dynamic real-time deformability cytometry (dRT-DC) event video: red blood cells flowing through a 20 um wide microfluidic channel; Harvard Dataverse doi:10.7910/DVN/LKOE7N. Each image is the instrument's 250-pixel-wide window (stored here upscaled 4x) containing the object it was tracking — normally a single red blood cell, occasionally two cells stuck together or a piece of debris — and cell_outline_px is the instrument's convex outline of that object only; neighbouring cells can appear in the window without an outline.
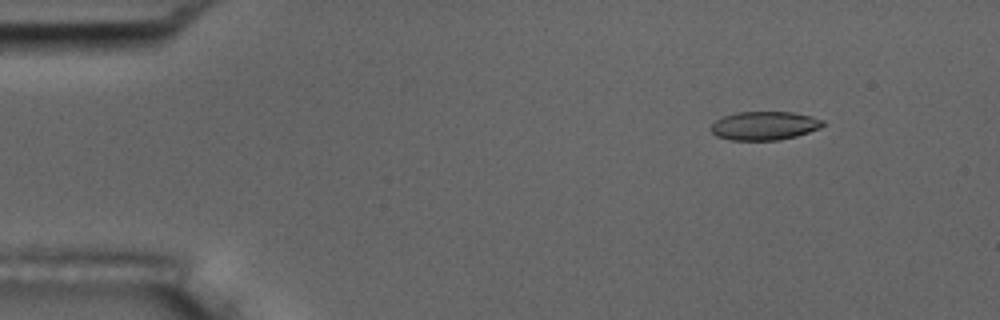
{"species": "common noctule bat (a hibernating species)", "species_latin": "Nyctalus noctula", "temperature_condition": "room temperature", "stored_images_in_passage": 17, "camera_frame_rate_fps": 3000, "um_per_image_px": 0.085, "animal": {"sex": "male", "body_mass_g": 17.5, "forearm_length_mm": 52.3}, "frame": {"image": 1, "passage_image": 7, "time_ms": 2.0, "image_size_px": [1000, 320], "cell_outline_px": [[824, 124], [820, 128], [796, 136], [780, 140], [728, 140], [716, 136], [712, 132], [712, 124], [716, 120], [724, 116], [736, 112], [792, 112], [812, 116], [824, 120]], "centroid_in_image_um": [64.98, 10.69], "position_along_channel_um": 20.0, "area_um2": 18.67}}